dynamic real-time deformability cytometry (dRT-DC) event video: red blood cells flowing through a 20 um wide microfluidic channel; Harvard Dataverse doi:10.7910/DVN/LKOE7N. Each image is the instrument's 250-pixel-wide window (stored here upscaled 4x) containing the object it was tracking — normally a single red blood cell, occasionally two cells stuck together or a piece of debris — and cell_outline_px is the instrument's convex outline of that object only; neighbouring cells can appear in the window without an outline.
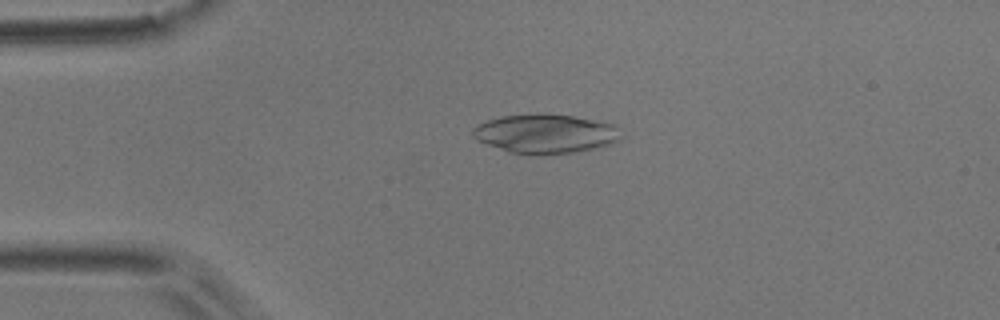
{"species": "common noctule bat (a hibernating species)", "species_latin": "Nyctalus noctula", "temperature_condition": "room temperature", "stored_images_in_passage": 5, "camera_frame_rate_fps": 3000, "um_per_image_px": 0.085, "animal": {"sex": "male", "body_mass_g": 17.9}, "frame": {"image": 1, "passage_image": 4, "time_ms": 3.667, "image_size_px": [1000, 320], "cell_outline_px": [[624, 136], [608, 144], [592, 148], [572, 152], [508, 152], [476, 140], [472, 136], [472, 128], [488, 120], [500, 116], [572, 116], [604, 120], [612, 124]], "centroid_in_image_um": [46.36, 11.35], "position_along_channel_um": 38.6, "area_um2": 32.25}}